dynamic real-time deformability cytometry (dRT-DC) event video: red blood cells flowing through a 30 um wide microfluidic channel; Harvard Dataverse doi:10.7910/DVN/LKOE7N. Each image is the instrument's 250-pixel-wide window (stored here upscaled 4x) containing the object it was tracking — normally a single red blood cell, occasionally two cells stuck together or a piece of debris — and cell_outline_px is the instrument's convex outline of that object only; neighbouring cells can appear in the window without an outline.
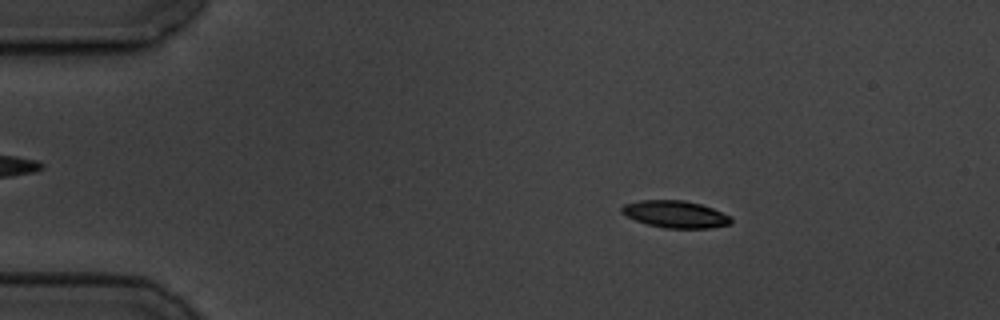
{"species": "common noctule bat (a hibernating species)", "species_latin": "Nyctalus noctula", "temperature_condition": "cold", "stored_images_in_passage": 4, "camera_frame_rate_fps": 3000, "um_per_image_px": 0.085, "animal": {"sex": "male", "body_mass_g": 19.5, "forearm_length_mm": 54.6}, "frame": {"image": 1, "passage_image": 3, "time_ms": 2.333, "image_size_px": [1000, 320], "cell_outline_px": [[732, 224], [712, 228], [664, 228], [648, 224], [636, 220], [620, 212], [620, 208], [624, 204], [640, 200], [684, 200], [700, 204], [712, 208], [732, 216]], "centroid_in_image_um": [57.44, 18.21], "position_along_channel_um": 27.6, "area_um2": 17.34}}